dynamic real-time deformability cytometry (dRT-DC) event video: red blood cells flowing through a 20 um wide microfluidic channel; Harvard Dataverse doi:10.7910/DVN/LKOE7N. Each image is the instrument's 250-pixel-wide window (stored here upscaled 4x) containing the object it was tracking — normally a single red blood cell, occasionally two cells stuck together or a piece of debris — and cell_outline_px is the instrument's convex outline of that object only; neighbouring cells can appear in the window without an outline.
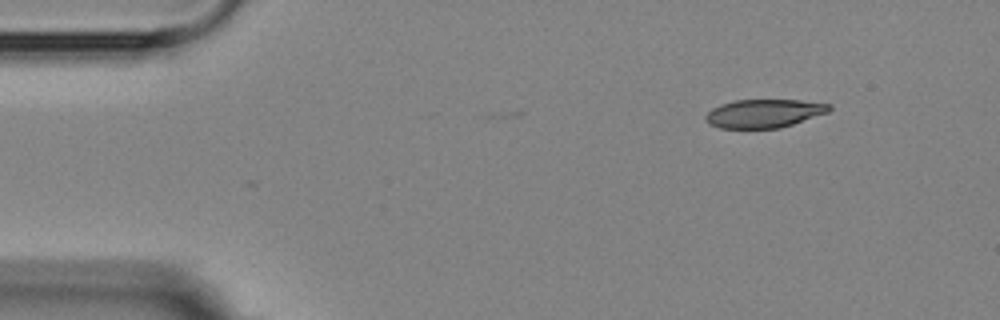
{"species": "Egyptian fruit bat (a non-hibernating species)", "species_latin": "Rousettus aegyptiacus", "temperature_condition": "room temperature", "stored_images_in_passage": 3, "segment_of_instrument_passage": [2, 2], "camera_frame_rate_fps": 3000, "um_per_image_px": 0.085, "animal": {"sex": "female"}, "frame": {"image": 1, "passage_image": 3, "time_ms": 2.333, "image_size_px": [1000, 320], "cell_outline_px": [[832, 108], [828, 112], [780, 128], [720, 128], [708, 124], [704, 120], [704, 116], [712, 108], [720, 104], [736, 100], [800, 100], [832, 104]], "centroid_in_image_um": [64.91, 9.64], "position_along_channel_um": 20.1, "area_um2": 20.52}}